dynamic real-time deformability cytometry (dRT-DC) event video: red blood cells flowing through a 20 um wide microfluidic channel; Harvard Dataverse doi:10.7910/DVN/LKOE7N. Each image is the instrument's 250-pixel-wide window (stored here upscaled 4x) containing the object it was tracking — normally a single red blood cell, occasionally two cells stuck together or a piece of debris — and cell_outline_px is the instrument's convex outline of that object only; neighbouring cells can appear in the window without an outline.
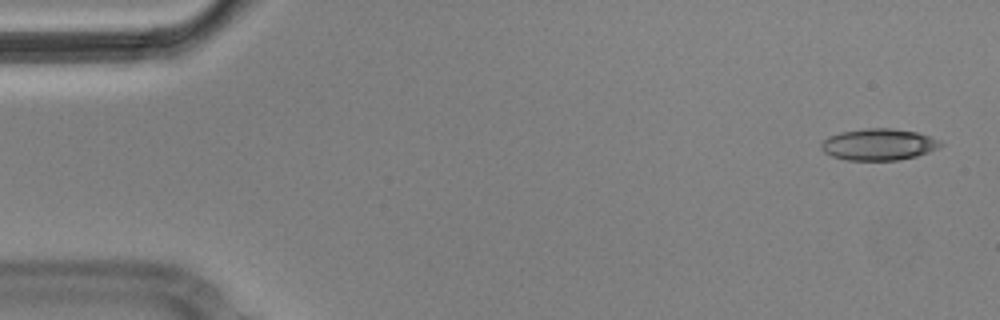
{"species": "Egyptian fruit bat (a non-hibernating species)", "species_latin": "Rousettus aegyptiacus", "temperature_condition": "cold", "stored_images_in_passage": 5, "camera_frame_rate_fps": 3000, "um_per_image_px": 0.085, "animal": {"sex": "male"}, "frame": {"image": 1, "passage_image": 1, "time_ms": 0.0, "image_size_px": [1000, 320], "cell_outline_px": [[944, 144], [928, 152], [916, 156], [900, 160], [844, 160], [832, 156], [824, 152], [820, 148], [820, 144], [828, 136], [840, 132], [868, 128], [892, 128], [916, 132], [940, 140]], "centroid_in_image_um": [74.66, 12.28], "position_along_channel_um": 10.3, "area_um2": 21.96}}
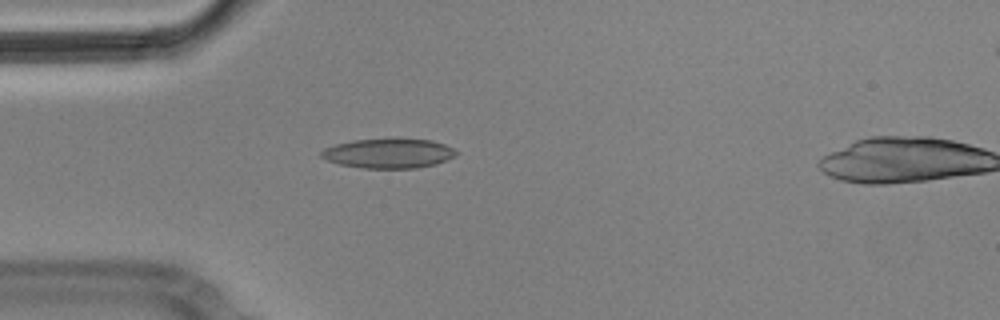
{"frame": {"image": 2, "passage_image": 4, "time_ms": 1.0, "image_size_px": [1000, 320], "cell_outline_px": [[460, 152], [456, 156], [448, 160], [436, 164], [416, 168], [364, 168], [340, 164], [328, 160], [320, 156], [320, 152], [324, 148], [336, 144], [352, 140], [396, 136], [432, 140], [444, 144]], "centroid_in_image_um": [33.08, 12.99], "position_along_channel_um": 51.9, "area_um2": 24.1}}